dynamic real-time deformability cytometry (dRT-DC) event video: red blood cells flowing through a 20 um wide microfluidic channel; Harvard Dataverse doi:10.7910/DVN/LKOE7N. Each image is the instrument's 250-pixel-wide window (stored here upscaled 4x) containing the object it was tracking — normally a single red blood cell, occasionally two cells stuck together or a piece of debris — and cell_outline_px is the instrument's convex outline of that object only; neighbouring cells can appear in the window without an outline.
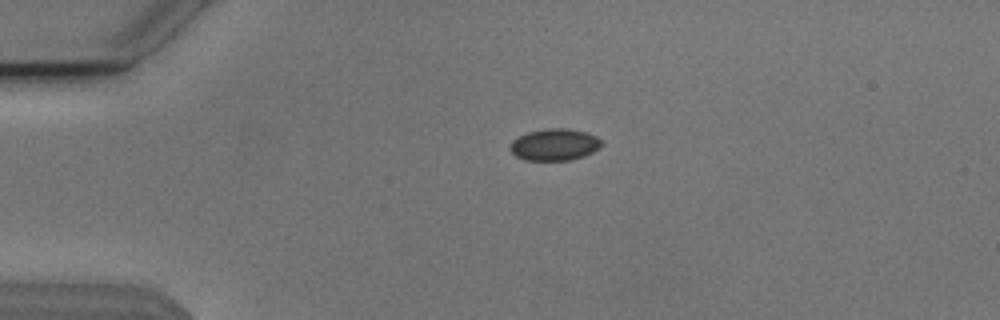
{"species": "Egyptian fruit bat (a non-hibernating species)", "species_latin": "Rousettus aegyptiacus", "temperature_condition": "cold", "stored_images_in_passage": 42, "camera_frame_rate_fps": 3000, "um_per_image_px": 0.085, "animal": {"sex": "male"}, "frame": {"image": 1, "passage_image": 1, "time_ms": 0.0, "image_size_px": [1000, 320], "cell_outline_px": [[604, 144], [600, 148], [584, 156], [572, 160], [524, 160], [516, 156], [508, 148], [512, 140], [528, 132], [544, 128], [568, 128], [584, 132], [596, 136], [604, 140]], "centroid_in_image_um": [47.16, 12.29], "position_along_channel_um": 37.8, "area_um2": 17.17}}
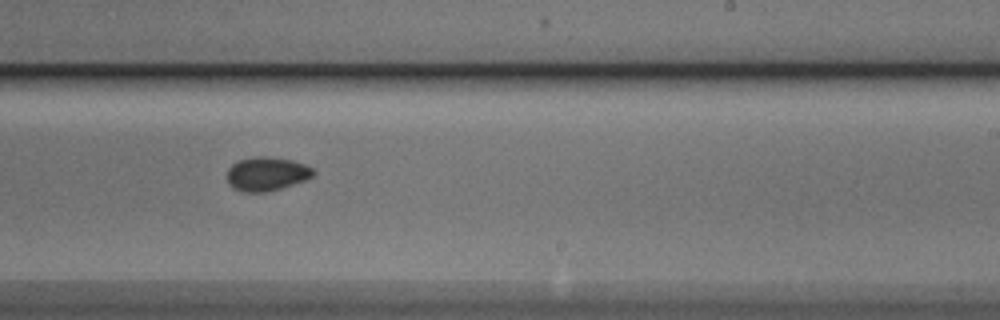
{"frame": {"image": 2, "passage_image": 22, "time_ms": 7.0, "image_size_px": [1000, 320], "cell_outline_px": [[316, 172], [312, 176], [304, 180], [280, 188], [264, 192], [244, 192], [232, 188], [228, 184], [228, 168], [232, 164], [240, 160], [256, 156], [264, 156], [292, 160], [304, 164], [312, 168]], "centroid_in_image_um": [22.65, 14.78], "position_along_channel_um": 266.4, "area_um2": 16.82}}
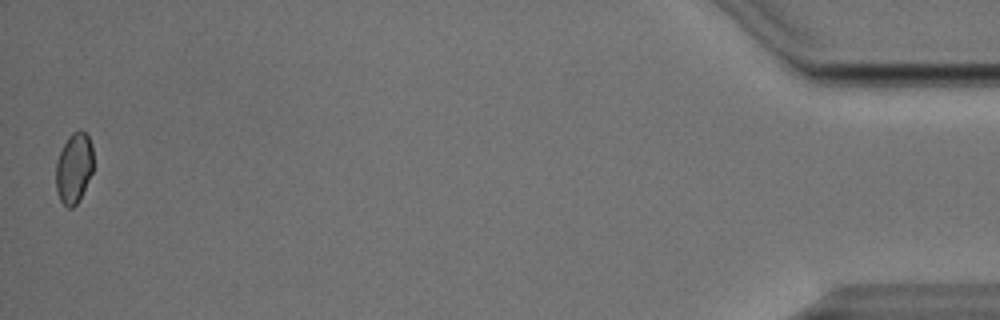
{"frame": {"image": 3, "passage_image": 42, "time_ms": 13.667, "image_size_px": [1000, 320], "cell_outline_px": [[92, 172], [76, 204], [72, 208], [68, 208], [60, 200], [56, 188], [56, 164], [60, 152], [68, 136], [72, 132], [80, 128], [88, 136], [92, 144]], "centroid_in_image_um": [6.28, 14.24], "position_along_channel_um": 428.9, "area_um2": 15.14}, "authors_computed_cell_mechanics": {"area_um2": 16.7331, "velocity_mm_per_s": 3.8132, "shape_relaxation_time_tau1_ms": null, "shape_relaxation_time_tau2_ms": 3.8822, "deformation_change_tau1": null, "deformation_change_tau2": 0.046}}